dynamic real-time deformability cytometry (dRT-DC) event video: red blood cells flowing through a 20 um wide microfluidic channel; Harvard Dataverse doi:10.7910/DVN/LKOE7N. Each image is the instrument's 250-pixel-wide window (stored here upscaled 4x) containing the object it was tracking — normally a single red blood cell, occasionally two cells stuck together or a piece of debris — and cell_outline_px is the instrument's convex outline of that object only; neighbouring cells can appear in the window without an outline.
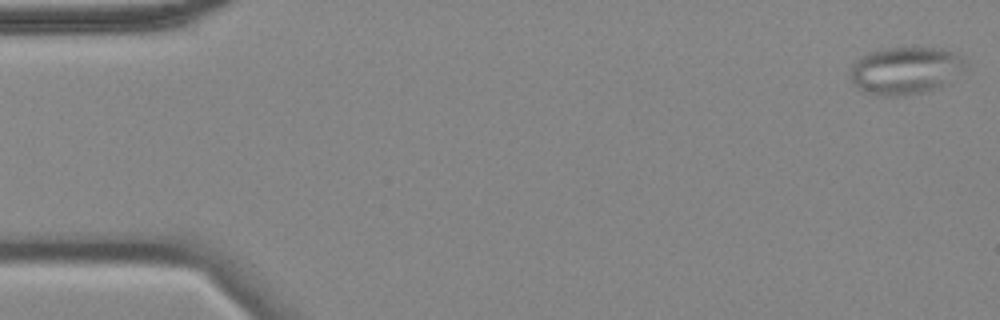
{"species": "common noctule bat (a hibernating species)", "species_latin": "Nyctalus noctula", "temperature_condition": "cold", "stored_images_in_passage": 56, "camera_frame_rate_fps": 3000, "um_per_image_px": 0.085, "animal": {"sex": "female", "body_mass_g": 18.4}, "frame": {"image": 1, "passage_image": 1, "time_ms": 0.0, "image_size_px": [1000, 320], "cell_outline_px": [[968, 64], [948, 84], [924, 92], [904, 96], [876, 96], [864, 92], [856, 88], [848, 72], [852, 64], [860, 56], [868, 52], [884, 48], [912, 44], [940, 48], [956, 52]], "centroid_in_image_um": [76.94, 5.95], "position_along_channel_um": 8.1, "area_um2": 33.18}}
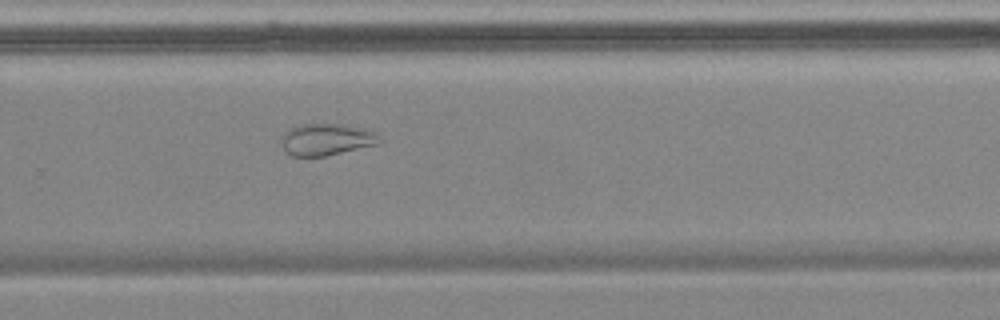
{"frame": {"image": 2, "passage_image": 37, "time_ms": 12.0, "image_size_px": [1000, 320], "cell_outline_px": [[380, 132], [376, 144], [324, 156], [292, 156], [284, 152], [284, 132], [288, 128], [300, 124], [344, 124], [364, 128]], "centroid_in_image_um": [27.75, 11.83], "position_along_channel_um": 302.1, "area_um2": 17.98}}
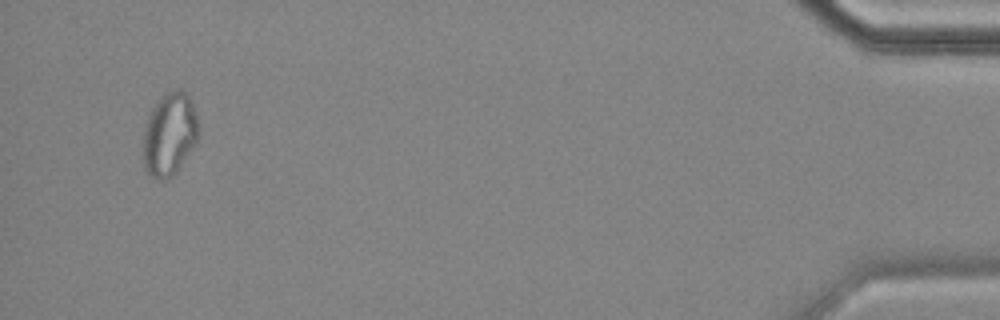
{"frame": {"image": 3, "passage_image": 54, "time_ms": 17.667, "image_size_px": [1000, 320], "cell_outline_px": [[200, 136], [176, 172], [172, 176], [164, 180], [160, 180], [152, 176], [144, 168], [144, 128], [148, 116], [156, 100], [168, 92], [180, 88], [188, 96], [192, 104], [200, 124]], "centroid_in_image_um": [14.43, 11.4], "position_along_channel_um": 420.8, "area_um2": 26.76}, "authors_computed_cell_mechanics": {"area_um2": 24.4205, "velocity_mm_per_s": 3.5095, "shape_relaxation_time_tau1_ms": null, "shape_relaxation_time_tau2_ms": 2.0394, "deformation_change_tau1": null, "deformation_change_tau2": 0.0643}}